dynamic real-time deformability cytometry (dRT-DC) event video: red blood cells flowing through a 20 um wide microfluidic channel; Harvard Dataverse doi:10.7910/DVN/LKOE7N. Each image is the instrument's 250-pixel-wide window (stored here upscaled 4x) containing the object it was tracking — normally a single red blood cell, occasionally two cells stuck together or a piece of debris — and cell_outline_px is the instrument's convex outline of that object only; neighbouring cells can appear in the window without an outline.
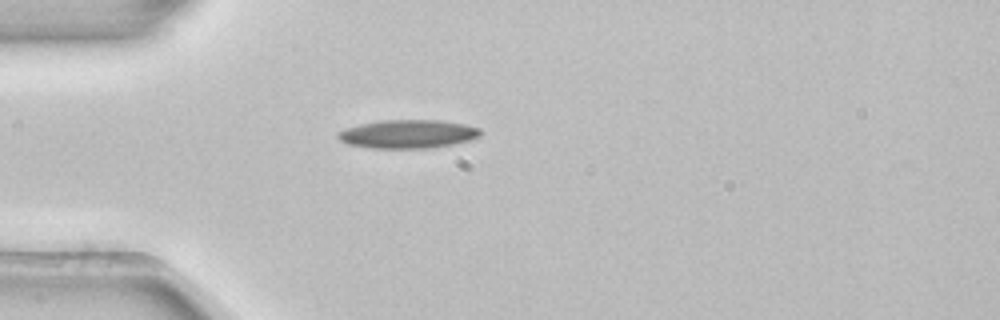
{"species": "common noctule bat (a hibernating species)", "species_latin": "Nyctalus noctula", "temperature_condition": "room temperature", "stored_images_in_passage": 2, "camera_frame_rate_fps": 3000, "um_per_image_px": 0.085, "animal": {"sex": "female", "body_mass_g": 22.7, "forearm_length_mm": 54.2}, "frame": {"image": 1, "passage_image": 2, "time_ms": 0.333, "image_size_px": [1000, 320], "cell_outline_px": [[484, 132], [480, 136], [468, 140], [452, 144], [428, 148], [372, 148], [348, 144], [340, 140], [336, 136], [336, 132], [360, 124], [380, 120], [440, 120], [464, 124], [480, 128]], "centroid_in_image_um": [34.68, 11.38], "position_along_channel_um": 50.3, "area_um2": 23.64}}